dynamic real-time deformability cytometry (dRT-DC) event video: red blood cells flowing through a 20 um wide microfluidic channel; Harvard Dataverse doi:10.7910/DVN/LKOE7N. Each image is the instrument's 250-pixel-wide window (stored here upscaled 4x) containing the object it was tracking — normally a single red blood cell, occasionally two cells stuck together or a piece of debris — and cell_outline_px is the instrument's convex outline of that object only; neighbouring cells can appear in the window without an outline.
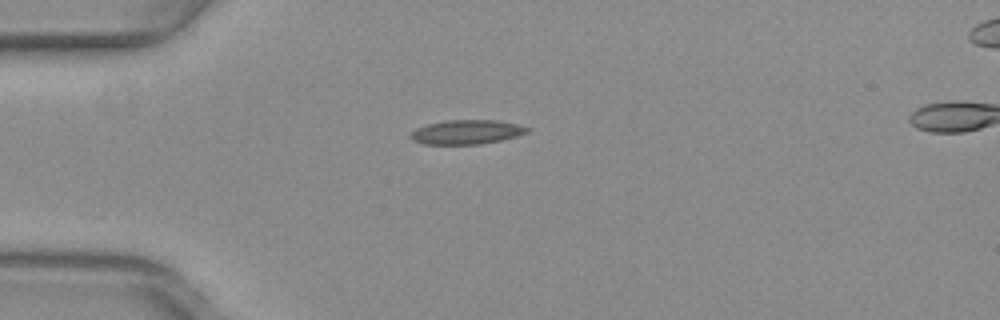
{"species": "common noctule bat (a hibernating species)", "species_latin": "Nyctalus noctula", "temperature_condition": "warm", "stored_images_in_passage": 40, "camera_frame_rate_fps": 3000, "um_per_image_px": 0.085, "animal": {"sex": "female", "body_mass_g": 29.2, "forearm_length_mm": 56.3}, "frame": {"image": 1, "passage_image": 1, "time_ms": 0.0, "image_size_px": [1000, 320], "cell_outline_px": [[532, 128], [528, 132], [516, 136], [500, 140], [480, 144], [424, 144], [412, 140], [408, 136], [416, 128], [428, 124], [448, 120], [496, 120], [516, 124]], "centroid_in_image_um": [39.65, 11.22], "position_along_channel_um": 45.3, "area_um2": 16.42}}
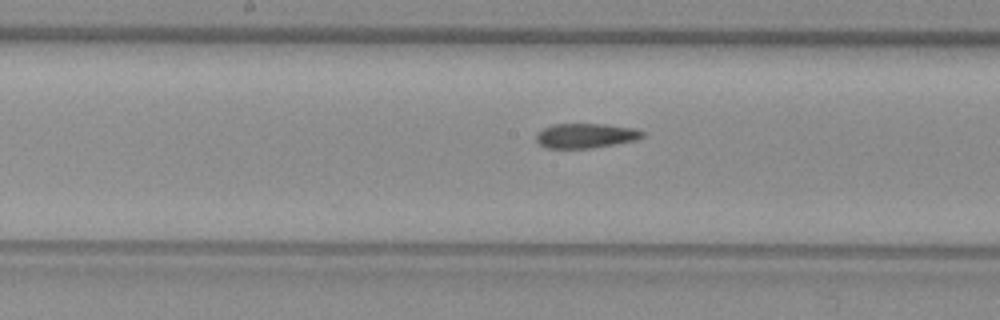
{"frame": {"image": 2, "passage_image": 14, "time_ms": 4.333, "image_size_px": [1000, 320], "cell_outline_px": [[644, 136], [632, 140], [592, 148], [544, 148], [536, 140], [536, 132], [552, 124], [604, 124], [632, 128], [644, 132]], "centroid_in_image_um": [49.7, 11.53], "position_along_channel_um": 198.5, "area_um2": 15.09}}
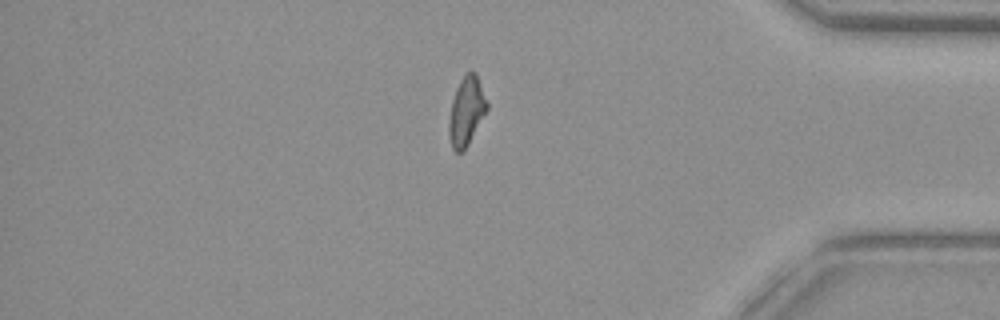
{"frame": {"image": 3, "passage_image": 31, "time_ms": 10.0, "image_size_px": [1000, 320], "cell_outline_px": [[488, 108], [464, 152], [456, 152], [452, 148], [448, 136], [448, 124], [452, 100], [456, 88], [460, 80], [468, 72], [476, 72], [488, 104]], "centroid_in_image_um": [39.63, 9.48], "position_along_channel_um": 395.6, "area_um2": 15.2}}